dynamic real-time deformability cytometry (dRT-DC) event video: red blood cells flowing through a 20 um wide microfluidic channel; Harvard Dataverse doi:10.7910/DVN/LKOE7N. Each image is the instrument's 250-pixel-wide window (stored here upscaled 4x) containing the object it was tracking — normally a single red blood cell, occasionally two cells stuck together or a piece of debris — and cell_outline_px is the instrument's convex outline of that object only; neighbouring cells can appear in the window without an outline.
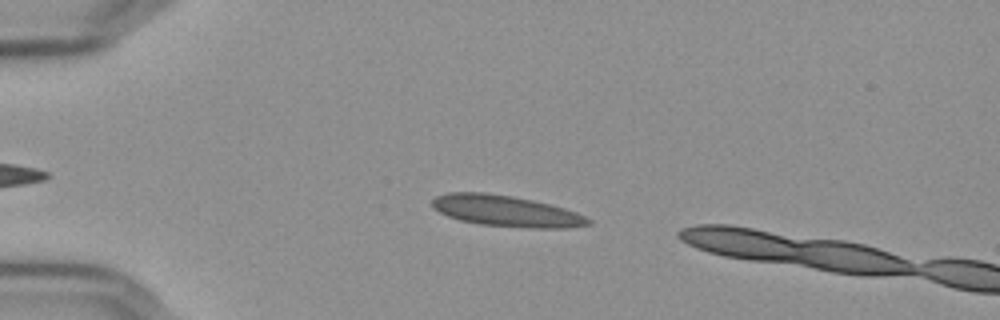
{"species": "Egyptian fruit bat (a non-hibernating species)", "species_latin": "Rousettus aegyptiacus", "temperature_condition": "cold", "stored_images_in_passage": 44, "camera_frame_rate_fps": 3000, "um_per_image_px": 0.085, "frame": {"image": 1, "passage_image": 7, "time_ms": 2.0, "image_size_px": [1000, 320], "cell_outline_px": [[592, 224], [568, 228], [532, 228], [480, 224], [460, 220], [448, 216], [432, 208], [432, 200], [436, 196], [448, 192], [484, 192], [512, 196], [532, 200], [564, 208], [576, 212], [592, 220]], "centroid_in_image_um": [43.01, 17.93], "position_along_channel_um": 42.0, "area_um2": 28.21}}
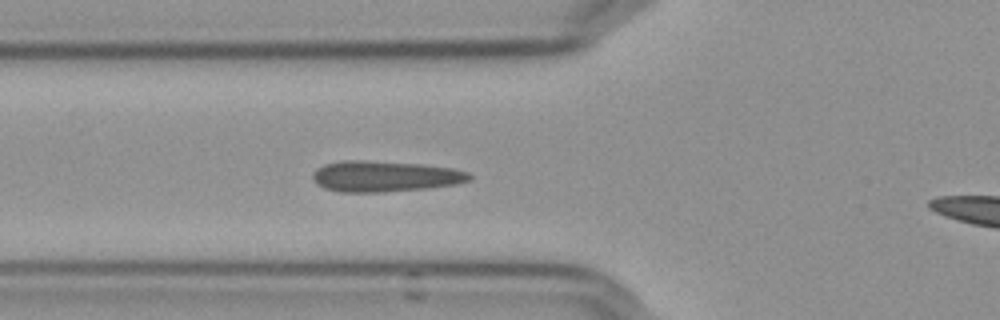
{"frame": {"image": 2, "passage_image": 14, "time_ms": 4.333, "image_size_px": [1000, 320], "cell_outline_px": [[472, 176], [468, 180], [456, 184], [428, 188], [384, 192], [340, 192], [324, 188], [316, 184], [312, 180], [312, 172], [316, 168], [324, 164], [344, 160], [364, 160], [420, 164], [452, 168], [468, 172]], "centroid_in_image_um": [32.65, 14.99], "position_along_channel_um": 93.1, "area_um2": 28.32}}
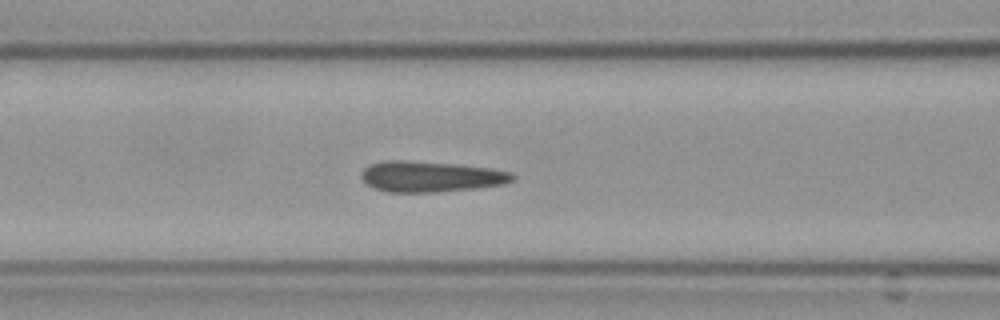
{"frame": {"image": 3, "passage_image": 17, "time_ms": 5.333, "image_size_px": [1000, 320], "cell_outline_px": [[516, 176], [512, 180], [504, 184], [472, 188], [436, 192], [388, 192], [376, 188], [368, 184], [360, 176], [364, 168], [372, 164], [384, 160], [404, 160], [456, 164], [488, 168], [508, 172]], "centroid_in_image_um": [36.57, 15.0], "position_along_channel_um": 130.0, "area_um2": 26.7}}